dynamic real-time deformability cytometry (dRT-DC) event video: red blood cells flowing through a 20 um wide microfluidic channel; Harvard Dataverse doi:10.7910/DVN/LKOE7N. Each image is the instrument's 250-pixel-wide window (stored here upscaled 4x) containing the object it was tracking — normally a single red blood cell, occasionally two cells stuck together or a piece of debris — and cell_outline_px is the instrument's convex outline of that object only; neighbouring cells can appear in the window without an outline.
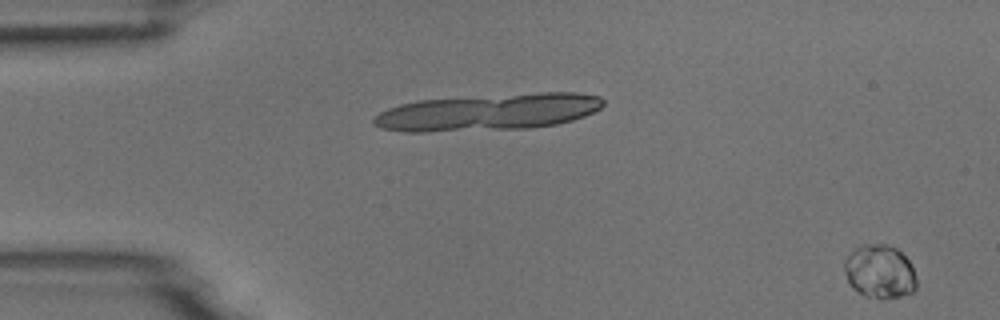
{"species": "common noctule bat (a hibernating species)", "species_latin": "Nyctalus noctula", "temperature_condition": "room temperature", "stored_images_in_passage": 4, "camera_frame_rate_fps": 3000, "um_per_image_px": 0.085, "animal": {"sex": "male", "body_mass_g": 18.8}, "frame": {"image": 1, "passage_image": 4, "time_ms": 3.667, "image_size_px": [1000, 320], "cell_outline_px": [[916, 288], [912, 292], [900, 296], [864, 296], [852, 288], [844, 272], [844, 260], [860, 244], [884, 244], [896, 248], [908, 260], [912, 268], [916, 280]], "centroid_in_image_um": [74.75, 23.06], "position_along_channel_um": 10.3, "area_um2": 22.02}}